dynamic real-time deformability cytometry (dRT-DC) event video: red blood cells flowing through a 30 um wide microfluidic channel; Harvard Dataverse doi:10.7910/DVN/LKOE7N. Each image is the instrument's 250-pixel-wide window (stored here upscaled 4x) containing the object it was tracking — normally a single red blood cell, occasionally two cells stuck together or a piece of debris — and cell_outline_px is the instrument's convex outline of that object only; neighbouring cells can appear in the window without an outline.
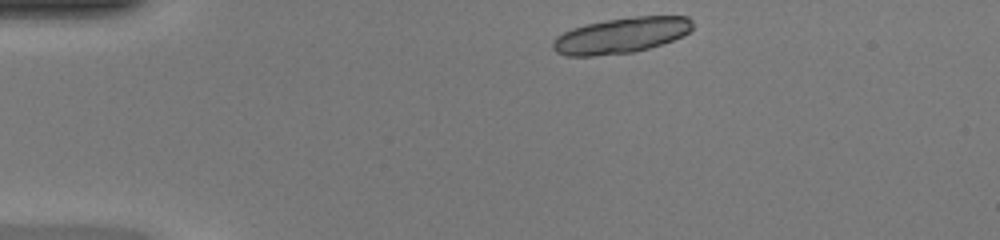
{"species": "common noctule bat (a hibernating species)", "species_latin": "Nyctalus noctula", "temperature_condition": "warm", "stored_images_in_passage": 39, "camera_frame_rate_fps": 3000, "um_per_image_px": 0.085, "animal": {"sex": "female", "body_mass_g": 20.0, "forearm_length_mm": 54.0}, "frame": {"image": 1, "passage_image": 1, "time_ms": 0.0, "image_size_px": [1000, 240], "cell_outline_px": [[692, 28], [684, 36], [648, 48], [632, 52], [592, 56], [564, 56], [556, 52], [552, 48], [552, 40], [556, 36], [572, 28], [584, 24], [608, 20], [636, 16], [688, 16], [692, 20]], "centroid_in_image_um": [52.76, 3.01], "position_along_channel_um": 32.2, "area_um2": 29.02}}
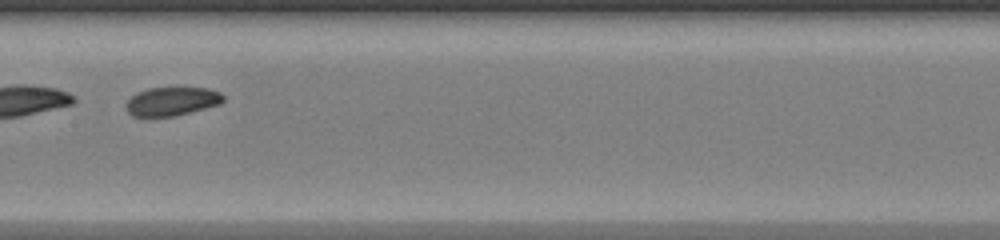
{"frame": {"image": 2, "passage_image": 17, "time_ms": 5.333, "image_size_px": [1000, 240], "cell_outline_px": [[224, 100], [220, 104], [176, 116], [148, 120], [132, 116], [128, 112], [124, 104], [136, 92], [148, 88], [208, 88], [220, 92], [224, 96]], "centroid_in_image_um": [14.54, 8.66], "position_along_channel_um": 192.9, "area_um2": 16.88}, "authors_computed_cell_mechanics": {"area_um2": 17.1666, "velocity_mm_per_s": 4.2737, "shape_relaxation_time_tau1_ms": 4.2318, "shape_relaxation_time_tau2_ms": 1.6803, "deformation_change_tau1": 0.1137, "deformation_change_tau2": 0.0641}}